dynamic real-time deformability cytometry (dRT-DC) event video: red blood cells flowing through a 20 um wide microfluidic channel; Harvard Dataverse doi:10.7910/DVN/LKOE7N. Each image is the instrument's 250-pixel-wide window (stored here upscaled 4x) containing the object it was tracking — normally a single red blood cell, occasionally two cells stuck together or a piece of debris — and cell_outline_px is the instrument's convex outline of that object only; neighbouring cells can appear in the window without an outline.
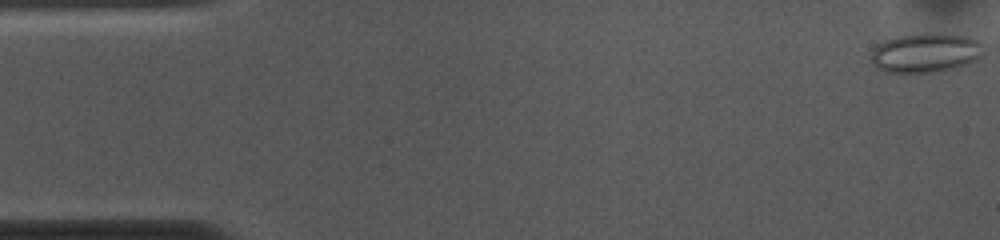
{"species": "common noctule bat (a hibernating species)", "species_latin": "Nyctalus noctula", "temperature_condition": "cold", "stored_images_in_passage": 1, "camera_frame_rate_fps": 3000, "um_per_image_px": 0.085, "animal": {"sex": "female", "body_mass_g": 10.0, "forearm_length_mm": 53.1}, "frame": {"image": 1, "passage_image": 1, "time_ms": 0.0, "image_size_px": [1000, 240], "cell_outline_px": [[984, 52], [976, 60], [960, 68], [940, 72], [884, 72], [876, 68], [868, 60], [876, 44], [884, 40], [896, 36], [924, 32], [944, 32], [968, 36], [976, 40], [980, 44]], "centroid_in_image_um": [78.65, 4.48], "position_along_channel_um": 6.4, "area_um2": 26.7}}